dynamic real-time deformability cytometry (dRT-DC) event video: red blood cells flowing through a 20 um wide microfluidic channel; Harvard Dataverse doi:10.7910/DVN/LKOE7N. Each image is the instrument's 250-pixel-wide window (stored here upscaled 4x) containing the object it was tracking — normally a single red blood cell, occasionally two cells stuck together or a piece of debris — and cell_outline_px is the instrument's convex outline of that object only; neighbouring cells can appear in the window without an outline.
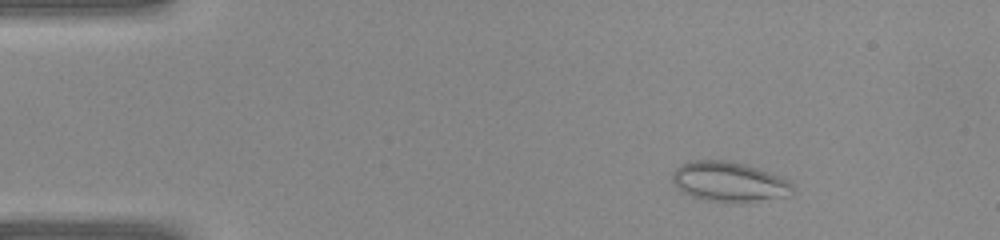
{"species": "common noctule bat (a hibernating species)", "species_latin": "Nyctalus noctula", "temperature_condition": "warm", "stored_images_in_passage": 40, "camera_frame_rate_fps": 3000, "um_per_image_px": 0.085, "animal": {"sex": "female", "body_mass_g": 22.0, "forearm_length_mm": 56.7}, "frame": {"image": 1, "passage_image": 5, "time_ms": 1.333, "image_size_px": [1000, 240], "cell_outline_px": [[796, 192], [792, 196], [740, 204], [704, 200], [680, 192], [672, 180], [672, 172], [680, 164], [688, 160], [728, 160], [744, 164], [768, 172], [788, 180], [796, 188]], "centroid_in_image_um": [62.0, 15.48], "position_along_channel_um": 23.0, "area_um2": 28.78}}
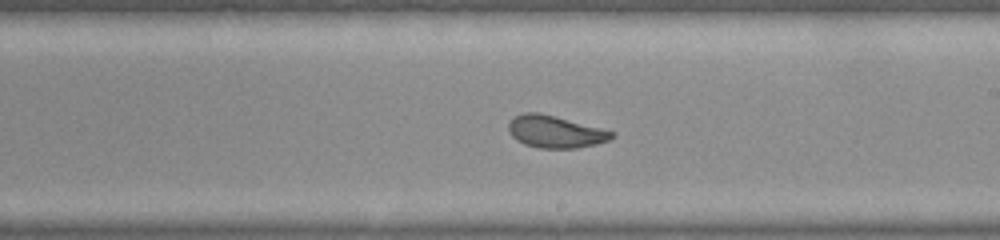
{"frame": {"image": 2, "passage_image": 23, "time_ms": 7.333, "image_size_px": [1000, 240], "cell_outline_px": [[616, 136], [608, 140], [596, 144], [576, 148], [540, 148], [524, 144], [516, 140], [508, 132], [508, 124], [516, 116], [524, 112], [540, 112], [616, 132]], "centroid_in_image_um": [47.2, 11.2], "position_along_channel_um": 241.8, "area_um2": 19.36}}
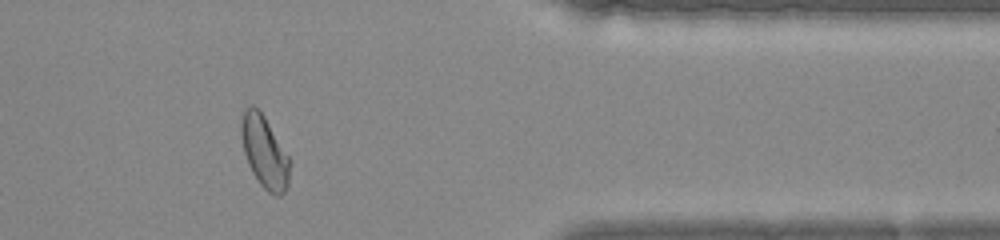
{"frame": {"image": 3, "passage_image": 33, "time_ms": 10.667, "image_size_px": [1000, 240], "cell_outline_px": [[292, 160], [288, 188], [280, 196], [276, 196], [268, 192], [260, 184], [252, 172], [248, 164], [244, 152], [240, 132], [240, 120], [244, 108], [252, 104], [264, 116]], "centroid_in_image_um": [22.5, 12.93], "position_along_channel_um": 388.9, "area_um2": 20.81}}